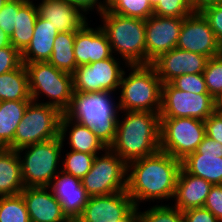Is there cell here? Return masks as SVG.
<instances>
[{
    "mask_svg": "<svg viewBox=\"0 0 222 222\" xmlns=\"http://www.w3.org/2000/svg\"><path fill=\"white\" fill-rule=\"evenodd\" d=\"M217 101L210 94H195L162 84L160 118H195L205 121L217 110Z\"/></svg>",
    "mask_w": 222,
    "mask_h": 222,
    "instance_id": "obj_11",
    "label": "cell"
},
{
    "mask_svg": "<svg viewBox=\"0 0 222 222\" xmlns=\"http://www.w3.org/2000/svg\"><path fill=\"white\" fill-rule=\"evenodd\" d=\"M62 115L63 113L55 106L31 101L16 129L14 141L8 149L18 150L59 137Z\"/></svg>",
    "mask_w": 222,
    "mask_h": 222,
    "instance_id": "obj_8",
    "label": "cell"
},
{
    "mask_svg": "<svg viewBox=\"0 0 222 222\" xmlns=\"http://www.w3.org/2000/svg\"><path fill=\"white\" fill-rule=\"evenodd\" d=\"M76 32H59L54 40V47L48 63L55 68L73 74L78 67L74 54Z\"/></svg>",
    "mask_w": 222,
    "mask_h": 222,
    "instance_id": "obj_29",
    "label": "cell"
},
{
    "mask_svg": "<svg viewBox=\"0 0 222 222\" xmlns=\"http://www.w3.org/2000/svg\"><path fill=\"white\" fill-rule=\"evenodd\" d=\"M134 207L131 197L125 190L89 197L80 216L86 222H116L122 220Z\"/></svg>",
    "mask_w": 222,
    "mask_h": 222,
    "instance_id": "obj_17",
    "label": "cell"
},
{
    "mask_svg": "<svg viewBox=\"0 0 222 222\" xmlns=\"http://www.w3.org/2000/svg\"><path fill=\"white\" fill-rule=\"evenodd\" d=\"M34 0H27L18 10L14 32L10 36L11 45L22 52L33 37L38 10Z\"/></svg>",
    "mask_w": 222,
    "mask_h": 222,
    "instance_id": "obj_28",
    "label": "cell"
},
{
    "mask_svg": "<svg viewBox=\"0 0 222 222\" xmlns=\"http://www.w3.org/2000/svg\"><path fill=\"white\" fill-rule=\"evenodd\" d=\"M120 112L124 116L119 114L115 140L109 148L126 163L158 152L160 114L146 111Z\"/></svg>",
    "mask_w": 222,
    "mask_h": 222,
    "instance_id": "obj_2",
    "label": "cell"
},
{
    "mask_svg": "<svg viewBox=\"0 0 222 222\" xmlns=\"http://www.w3.org/2000/svg\"><path fill=\"white\" fill-rule=\"evenodd\" d=\"M21 52L12 45L0 48V75L18 68L22 64Z\"/></svg>",
    "mask_w": 222,
    "mask_h": 222,
    "instance_id": "obj_39",
    "label": "cell"
},
{
    "mask_svg": "<svg viewBox=\"0 0 222 222\" xmlns=\"http://www.w3.org/2000/svg\"><path fill=\"white\" fill-rule=\"evenodd\" d=\"M208 60L204 55L174 48L159 55L151 65L164 84L183 74L203 73Z\"/></svg>",
    "mask_w": 222,
    "mask_h": 222,
    "instance_id": "obj_16",
    "label": "cell"
},
{
    "mask_svg": "<svg viewBox=\"0 0 222 222\" xmlns=\"http://www.w3.org/2000/svg\"><path fill=\"white\" fill-rule=\"evenodd\" d=\"M0 101H32L25 64L0 75Z\"/></svg>",
    "mask_w": 222,
    "mask_h": 222,
    "instance_id": "obj_26",
    "label": "cell"
},
{
    "mask_svg": "<svg viewBox=\"0 0 222 222\" xmlns=\"http://www.w3.org/2000/svg\"><path fill=\"white\" fill-rule=\"evenodd\" d=\"M217 107H222V96L217 100Z\"/></svg>",
    "mask_w": 222,
    "mask_h": 222,
    "instance_id": "obj_50",
    "label": "cell"
},
{
    "mask_svg": "<svg viewBox=\"0 0 222 222\" xmlns=\"http://www.w3.org/2000/svg\"><path fill=\"white\" fill-rule=\"evenodd\" d=\"M176 48L208 58L222 54V46L201 12H193L184 18Z\"/></svg>",
    "mask_w": 222,
    "mask_h": 222,
    "instance_id": "obj_13",
    "label": "cell"
},
{
    "mask_svg": "<svg viewBox=\"0 0 222 222\" xmlns=\"http://www.w3.org/2000/svg\"><path fill=\"white\" fill-rule=\"evenodd\" d=\"M160 150L182 161L196 151L206 135L204 121L160 118Z\"/></svg>",
    "mask_w": 222,
    "mask_h": 222,
    "instance_id": "obj_10",
    "label": "cell"
},
{
    "mask_svg": "<svg viewBox=\"0 0 222 222\" xmlns=\"http://www.w3.org/2000/svg\"><path fill=\"white\" fill-rule=\"evenodd\" d=\"M7 1L8 0H0V11L4 7V5L6 4Z\"/></svg>",
    "mask_w": 222,
    "mask_h": 222,
    "instance_id": "obj_49",
    "label": "cell"
},
{
    "mask_svg": "<svg viewBox=\"0 0 222 222\" xmlns=\"http://www.w3.org/2000/svg\"><path fill=\"white\" fill-rule=\"evenodd\" d=\"M212 186L210 182L187 173L181 167L172 199L175 202L172 205L182 212L203 207Z\"/></svg>",
    "mask_w": 222,
    "mask_h": 222,
    "instance_id": "obj_22",
    "label": "cell"
},
{
    "mask_svg": "<svg viewBox=\"0 0 222 222\" xmlns=\"http://www.w3.org/2000/svg\"><path fill=\"white\" fill-rule=\"evenodd\" d=\"M182 213L184 222H220L211 211L204 207L192 208Z\"/></svg>",
    "mask_w": 222,
    "mask_h": 222,
    "instance_id": "obj_43",
    "label": "cell"
},
{
    "mask_svg": "<svg viewBox=\"0 0 222 222\" xmlns=\"http://www.w3.org/2000/svg\"><path fill=\"white\" fill-rule=\"evenodd\" d=\"M11 45L10 36L0 28V48Z\"/></svg>",
    "mask_w": 222,
    "mask_h": 222,
    "instance_id": "obj_46",
    "label": "cell"
},
{
    "mask_svg": "<svg viewBox=\"0 0 222 222\" xmlns=\"http://www.w3.org/2000/svg\"><path fill=\"white\" fill-rule=\"evenodd\" d=\"M87 22L76 31L74 54L77 66L88 65L110 58L113 53L106 34L101 27H90Z\"/></svg>",
    "mask_w": 222,
    "mask_h": 222,
    "instance_id": "obj_18",
    "label": "cell"
},
{
    "mask_svg": "<svg viewBox=\"0 0 222 222\" xmlns=\"http://www.w3.org/2000/svg\"><path fill=\"white\" fill-rule=\"evenodd\" d=\"M95 156L71 150L64 157H61L62 166H60V169L62 172L81 180L91 169Z\"/></svg>",
    "mask_w": 222,
    "mask_h": 222,
    "instance_id": "obj_32",
    "label": "cell"
},
{
    "mask_svg": "<svg viewBox=\"0 0 222 222\" xmlns=\"http://www.w3.org/2000/svg\"><path fill=\"white\" fill-rule=\"evenodd\" d=\"M120 61L121 58L112 55L110 58L102 61L78 66L72 74L73 91L84 93H115L119 90L121 77L128 66L126 62L122 64Z\"/></svg>",
    "mask_w": 222,
    "mask_h": 222,
    "instance_id": "obj_12",
    "label": "cell"
},
{
    "mask_svg": "<svg viewBox=\"0 0 222 222\" xmlns=\"http://www.w3.org/2000/svg\"><path fill=\"white\" fill-rule=\"evenodd\" d=\"M119 85L120 111L160 113L162 82L151 64L128 65Z\"/></svg>",
    "mask_w": 222,
    "mask_h": 222,
    "instance_id": "obj_4",
    "label": "cell"
},
{
    "mask_svg": "<svg viewBox=\"0 0 222 222\" xmlns=\"http://www.w3.org/2000/svg\"><path fill=\"white\" fill-rule=\"evenodd\" d=\"M64 144L59 136L16 150L21 162L22 180L25 187H49L52 179L61 171L59 160L64 156L62 155L65 152Z\"/></svg>",
    "mask_w": 222,
    "mask_h": 222,
    "instance_id": "obj_6",
    "label": "cell"
},
{
    "mask_svg": "<svg viewBox=\"0 0 222 222\" xmlns=\"http://www.w3.org/2000/svg\"><path fill=\"white\" fill-rule=\"evenodd\" d=\"M114 97L112 92H73L71 104L64 114L89 127L109 148L115 140L120 112Z\"/></svg>",
    "mask_w": 222,
    "mask_h": 222,
    "instance_id": "obj_3",
    "label": "cell"
},
{
    "mask_svg": "<svg viewBox=\"0 0 222 222\" xmlns=\"http://www.w3.org/2000/svg\"><path fill=\"white\" fill-rule=\"evenodd\" d=\"M180 168V160L161 150L128 162L126 191L134 206L139 208L140 202L171 201Z\"/></svg>",
    "mask_w": 222,
    "mask_h": 222,
    "instance_id": "obj_1",
    "label": "cell"
},
{
    "mask_svg": "<svg viewBox=\"0 0 222 222\" xmlns=\"http://www.w3.org/2000/svg\"><path fill=\"white\" fill-rule=\"evenodd\" d=\"M149 3L151 4L152 8L154 9L157 4L159 3V0H149Z\"/></svg>",
    "mask_w": 222,
    "mask_h": 222,
    "instance_id": "obj_48",
    "label": "cell"
},
{
    "mask_svg": "<svg viewBox=\"0 0 222 222\" xmlns=\"http://www.w3.org/2000/svg\"><path fill=\"white\" fill-rule=\"evenodd\" d=\"M203 76L208 93L217 101L222 96V54L209 58Z\"/></svg>",
    "mask_w": 222,
    "mask_h": 222,
    "instance_id": "obj_34",
    "label": "cell"
},
{
    "mask_svg": "<svg viewBox=\"0 0 222 222\" xmlns=\"http://www.w3.org/2000/svg\"><path fill=\"white\" fill-rule=\"evenodd\" d=\"M36 6L38 15L50 21L58 32H76L90 23L86 14L67 0H41Z\"/></svg>",
    "mask_w": 222,
    "mask_h": 222,
    "instance_id": "obj_19",
    "label": "cell"
},
{
    "mask_svg": "<svg viewBox=\"0 0 222 222\" xmlns=\"http://www.w3.org/2000/svg\"><path fill=\"white\" fill-rule=\"evenodd\" d=\"M107 11L143 20L153 15L149 0H109Z\"/></svg>",
    "mask_w": 222,
    "mask_h": 222,
    "instance_id": "obj_30",
    "label": "cell"
},
{
    "mask_svg": "<svg viewBox=\"0 0 222 222\" xmlns=\"http://www.w3.org/2000/svg\"><path fill=\"white\" fill-rule=\"evenodd\" d=\"M184 18L152 15L145 20L146 64L176 48Z\"/></svg>",
    "mask_w": 222,
    "mask_h": 222,
    "instance_id": "obj_15",
    "label": "cell"
},
{
    "mask_svg": "<svg viewBox=\"0 0 222 222\" xmlns=\"http://www.w3.org/2000/svg\"><path fill=\"white\" fill-rule=\"evenodd\" d=\"M203 207L211 211L222 222V184L211 187Z\"/></svg>",
    "mask_w": 222,
    "mask_h": 222,
    "instance_id": "obj_41",
    "label": "cell"
},
{
    "mask_svg": "<svg viewBox=\"0 0 222 222\" xmlns=\"http://www.w3.org/2000/svg\"><path fill=\"white\" fill-rule=\"evenodd\" d=\"M194 12H200L205 7L220 4L222 0H189Z\"/></svg>",
    "mask_w": 222,
    "mask_h": 222,
    "instance_id": "obj_44",
    "label": "cell"
},
{
    "mask_svg": "<svg viewBox=\"0 0 222 222\" xmlns=\"http://www.w3.org/2000/svg\"><path fill=\"white\" fill-rule=\"evenodd\" d=\"M24 188L17 151L0 148V196L18 195Z\"/></svg>",
    "mask_w": 222,
    "mask_h": 222,
    "instance_id": "obj_25",
    "label": "cell"
},
{
    "mask_svg": "<svg viewBox=\"0 0 222 222\" xmlns=\"http://www.w3.org/2000/svg\"><path fill=\"white\" fill-rule=\"evenodd\" d=\"M206 136L222 143V107L211 114L205 121Z\"/></svg>",
    "mask_w": 222,
    "mask_h": 222,
    "instance_id": "obj_40",
    "label": "cell"
},
{
    "mask_svg": "<svg viewBox=\"0 0 222 222\" xmlns=\"http://www.w3.org/2000/svg\"><path fill=\"white\" fill-rule=\"evenodd\" d=\"M181 167L212 185H221L222 143L205 135L196 151L181 161Z\"/></svg>",
    "mask_w": 222,
    "mask_h": 222,
    "instance_id": "obj_14",
    "label": "cell"
},
{
    "mask_svg": "<svg viewBox=\"0 0 222 222\" xmlns=\"http://www.w3.org/2000/svg\"><path fill=\"white\" fill-rule=\"evenodd\" d=\"M99 15L102 22L99 26L107 36L113 55L128 65L146 64L145 20L107 10Z\"/></svg>",
    "mask_w": 222,
    "mask_h": 222,
    "instance_id": "obj_5",
    "label": "cell"
},
{
    "mask_svg": "<svg viewBox=\"0 0 222 222\" xmlns=\"http://www.w3.org/2000/svg\"><path fill=\"white\" fill-rule=\"evenodd\" d=\"M81 183L90 197L125 191L127 163L107 148L95 156L91 169L81 179Z\"/></svg>",
    "mask_w": 222,
    "mask_h": 222,
    "instance_id": "obj_9",
    "label": "cell"
},
{
    "mask_svg": "<svg viewBox=\"0 0 222 222\" xmlns=\"http://www.w3.org/2000/svg\"><path fill=\"white\" fill-rule=\"evenodd\" d=\"M25 67L32 101L55 106L64 113L73 97V75L55 68L48 62L27 63ZM41 96L48 97V101H40Z\"/></svg>",
    "mask_w": 222,
    "mask_h": 222,
    "instance_id": "obj_7",
    "label": "cell"
},
{
    "mask_svg": "<svg viewBox=\"0 0 222 222\" xmlns=\"http://www.w3.org/2000/svg\"><path fill=\"white\" fill-rule=\"evenodd\" d=\"M61 222H86L81 216H66Z\"/></svg>",
    "mask_w": 222,
    "mask_h": 222,
    "instance_id": "obj_47",
    "label": "cell"
},
{
    "mask_svg": "<svg viewBox=\"0 0 222 222\" xmlns=\"http://www.w3.org/2000/svg\"><path fill=\"white\" fill-rule=\"evenodd\" d=\"M140 222H184L182 211L172 204H156L146 208L145 211L139 210Z\"/></svg>",
    "mask_w": 222,
    "mask_h": 222,
    "instance_id": "obj_33",
    "label": "cell"
},
{
    "mask_svg": "<svg viewBox=\"0 0 222 222\" xmlns=\"http://www.w3.org/2000/svg\"><path fill=\"white\" fill-rule=\"evenodd\" d=\"M173 87L195 94H209L206 88L203 73L186 74L175 77L169 82Z\"/></svg>",
    "mask_w": 222,
    "mask_h": 222,
    "instance_id": "obj_36",
    "label": "cell"
},
{
    "mask_svg": "<svg viewBox=\"0 0 222 222\" xmlns=\"http://www.w3.org/2000/svg\"><path fill=\"white\" fill-rule=\"evenodd\" d=\"M60 137L63 143L67 139L70 150L76 152L98 155L108 148L89 127L68 118L64 113L60 121Z\"/></svg>",
    "mask_w": 222,
    "mask_h": 222,
    "instance_id": "obj_23",
    "label": "cell"
},
{
    "mask_svg": "<svg viewBox=\"0 0 222 222\" xmlns=\"http://www.w3.org/2000/svg\"><path fill=\"white\" fill-rule=\"evenodd\" d=\"M194 11L189 0H159L153 15L161 17H186Z\"/></svg>",
    "mask_w": 222,
    "mask_h": 222,
    "instance_id": "obj_35",
    "label": "cell"
},
{
    "mask_svg": "<svg viewBox=\"0 0 222 222\" xmlns=\"http://www.w3.org/2000/svg\"><path fill=\"white\" fill-rule=\"evenodd\" d=\"M27 0H8L0 11V28L9 36L14 32L19 8Z\"/></svg>",
    "mask_w": 222,
    "mask_h": 222,
    "instance_id": "obj_37",
    "label": "cell"
},
{
    "mask_svg": "<svg viewBox=\"0 0 222 222\" xmlns=\"http://www.w3.org/2000/svg\"><path fill=\"white\" fill-rule=\"evenodd\" d=\"M50 21L39 15L35 22L33 37L28 46L21 52L23 64L34 62H48L54 47V40L58 34Z\"/></svg>",
    "mask_w": 222,
    "mask_h": 222,
    "instance_id": "obj_24",
    "label": "cell"
},
{
    "mask_svg": "<svg viewBox=\"0 0 222 222\" xmlns=\"http://www.w3.org/2000/svg\"><path fill=\"white\" fill-rule=\"evenodd\" d=\"M20 194L31 222H61L66 217L49 187H25Z\"/></svg>",
    "mask_w": 222,
    "mask_h": 222,
    "instance_id": "obj_20",
    "label": "cell"
},
{
    "mask_svg": "<svg viewBox=\"0 0 222 222\" xmlns=\"http://www.w3.org/2000/svg\"><path fill=\"white\" fill-rule=\"evenodd\" d=\"M0 222H31L21 194L0 196Z\"/></svg>",
    "mask_w": 222,
    "mask_h": 222,
    "instance_id": "obj_31",
    "label": "cell"
},
{
    "mask_svg": "<svg viewBox=\"0 0 222 222\" xmlns=\"http://www.w3.org/2000/svg\"><path fill=\"white\" fill-rule=\"evenodd\" d=\"M66 216H80L89 200L81 180L60 171L49 185Z\"/></svg>",
    "mask_w": 222,
    "mask_h": 222,
    "instance_id": "obj_21",
    "label": "cell"
},
{
    "mask_svg": "<svg viewBox=\"0 0 222 222\" xmlns=\"http://www.w3.org/2000/svg\"><path fill=\"white\" fill-rule=\"evenodd\" d=\"M139 209L134 207L122 220L116 222H140Z\"/></svg>",
    "mask_w": 222,
    "mask_h": 222,
    "instance_id": "obj_45",
    "label": "cell"
},
{
    "mask_svg": "<svg viewBox=\"0 0 222 222\" xmlns=\"http://www.w3.org/2000/svg\"><path fill=\"white\" fill-rule=\"evenodd\" d=\"M71 5L78 7L83 13L88 15L96 10L97 16L107 10L109 0H67ZM93 9V10H92ZM88 12V13H87Z\"/></svg>",
    "mask_w": 222,
    "mask_h": 222,
    "instance_id": "obj_42",
    "label": "cell"
},
{
    "mask_svg": "<svg viewBox=\"0 0 222 222\" xmlns=\"http://www.w3.org/2000/svg\"><path fill=\"white\" fill-rule=\"evenodd\" d=\"M31 101H1L0 148H8L14 141L16 129Z\"/></svg>",
    "mask_w": 222,
    "mask_h": 222,
    "instance_id": "obj_27",
    "label": "cell"
},
{
    "mask_svg": "<svg viewBox=\"0 0 222 222\" xmlns=\"http://www.w3.org/2000/svg\"><path fill=\"white\" fill-rule=\"evenodd\" d=\"M200 12L208 20L218 43L222 46V3L207 6Z\"/></svg>",
    "mask_w": 222,
    "mask_h": 222,
    "instance_id": "obj_38",
    "label": "cell"
}]
</instances>
